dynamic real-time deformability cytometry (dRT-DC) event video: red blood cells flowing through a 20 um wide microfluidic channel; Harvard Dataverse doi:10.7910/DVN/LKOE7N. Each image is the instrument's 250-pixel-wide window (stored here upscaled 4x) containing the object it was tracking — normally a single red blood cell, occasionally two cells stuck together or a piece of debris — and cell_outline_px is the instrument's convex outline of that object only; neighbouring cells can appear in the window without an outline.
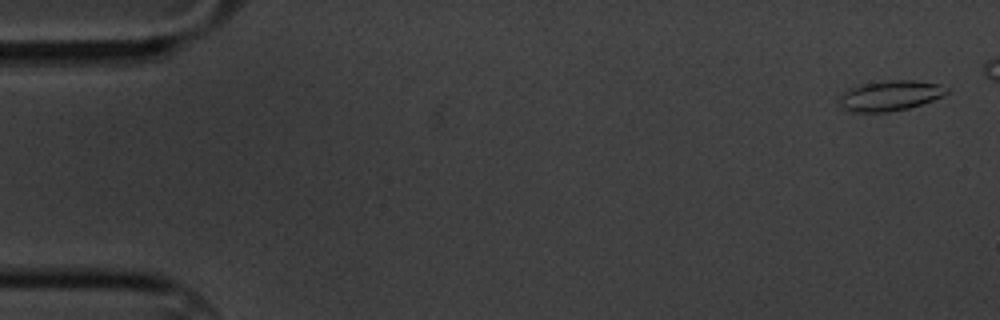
{"species": "common noctule bat (a hibernating species)", "species_latin": "Nyctalus noctula", "temperature_condition": "cold", "stored_images_in_passage": 10, "camera_frame_rate_fps": 3000, "um_per_image_px": 0.085, "animal": {"sex": "male", "body_mass_g": 20.1, "forearm_length_mm": 53.5}, "frame": {"image": 1, "passage_image": 2, "time_ms": 0.333, "image_size_px": [1000, 320], "cell_outline_px": [[948, 92], [932, 100], [908, 108], [888, 112], [852, 112], [844, 108], [840, 104], [840, 92], [848, 88], [864, 84], [888, 80], [912, 80], [936, 84], [948, 88]], "centroid_in_image_um": [75.6, 8.13], "position_along_channel_um": 9.4, "area_um2": 18.67}}